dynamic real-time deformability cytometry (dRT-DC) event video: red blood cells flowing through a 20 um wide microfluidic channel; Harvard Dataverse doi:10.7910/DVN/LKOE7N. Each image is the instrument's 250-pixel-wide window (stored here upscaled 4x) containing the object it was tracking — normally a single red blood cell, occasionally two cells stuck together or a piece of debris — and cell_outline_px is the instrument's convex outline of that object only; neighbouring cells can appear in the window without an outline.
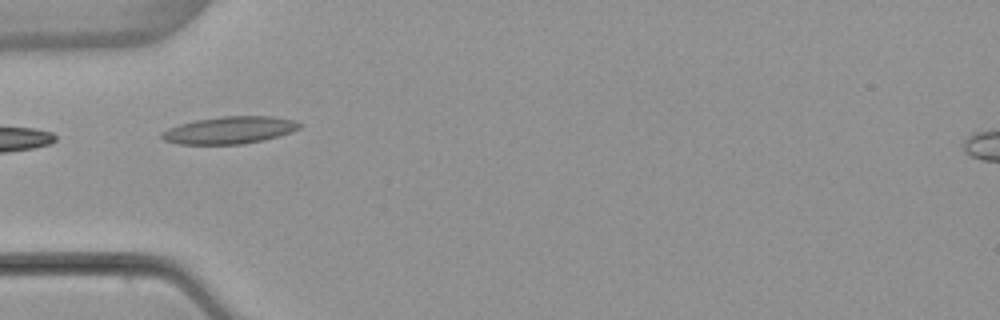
{"species": "common noctule bat (a hibernating species)", "species_latin": "Nyctalus noctula", "temperature_condition": "warm", "stored_images_in_passage": 6, "camera_frame_rate_fps": 3000, "um_per_image_px": 0.085, "animal": {"sex": "female", "body_mass_g": 22.7, "forearm_length_mm": 54.2}, "frame": {"image": 1, "passage_image": 5, "time_ms": 5.0, "image_size_px": [1000, 320], "cell_outline_px": [[304, 124], [300, 128], [292, 132], [264, 140], [244, 144], [180, 144], [164, 140], [160, 136], [160, 132], [168, 128], [180, 124], [196, 120], [224, 116], [272, 116], [292, 120]], "centroid_in_image_um": [19.53, 11.06], "position_along_channel_um": 65.5, "area_um2": 21.91}}
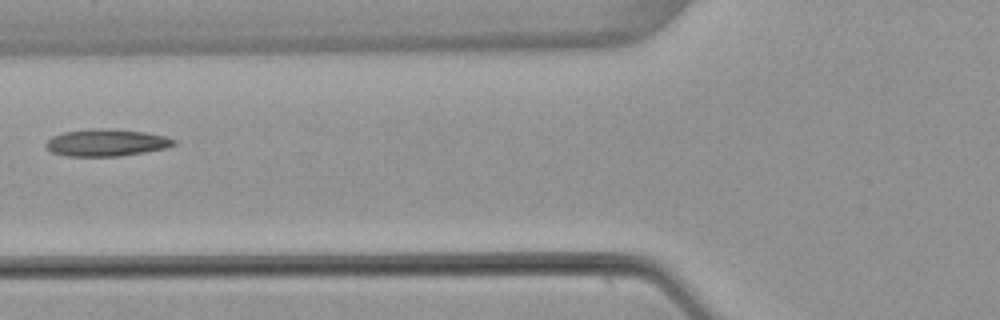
{"frame": {"image": 2, "passage_image": 6, "time_ms": 6.333, "image_size_px": [1000, 320], "cell_outline_px": [[176, 144], [164, 148], [144, 152], [120, 156], [68, 156], [52, 152], [44, 144], [52, 136], [64, 132], [92, 128], [112, 128], [144, 132], [164, 136], [176, 140]], "centroid_in_image_um": [9.03, 12.11], "position_along_channel_um": 116.8, "area_um2": 20.11}}